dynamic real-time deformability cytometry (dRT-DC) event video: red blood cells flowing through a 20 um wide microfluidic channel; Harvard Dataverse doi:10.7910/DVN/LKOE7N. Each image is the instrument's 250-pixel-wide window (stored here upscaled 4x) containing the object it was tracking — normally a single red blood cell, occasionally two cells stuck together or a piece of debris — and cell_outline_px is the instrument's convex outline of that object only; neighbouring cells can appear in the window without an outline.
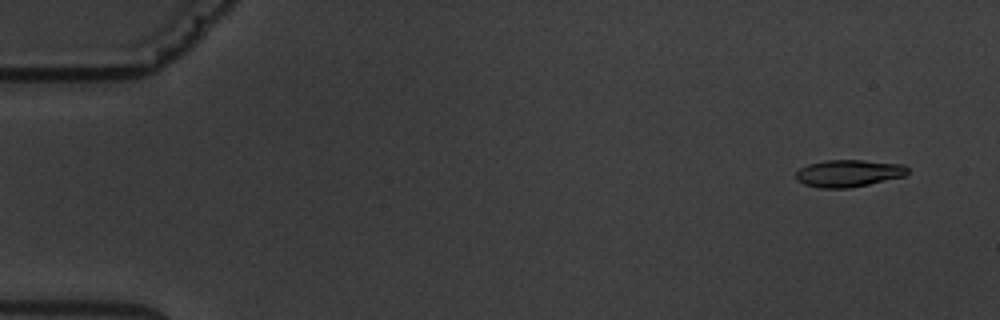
{"species": "common noctule bat (a hibernating species)", "species_latin": "Nyctalus noctula", "temperature_condition": "warm", "stored_images_in_passage": 5, "camera_frame_rate_fps": 3000, "um_per_image_px": 0.085, "animal": {"sex": "male", "body_mass_g": 19.5, "forearm_length_mm": 54.6}, "frame": {"image": 1, "passage_image": 2, "time_ms": 1.0, "image_size_px": [1000, 320], "cell_outline_px": [[908, 172], [904, 176], [868, 184], [848, 188], [820, 188], [804, 184], [796, 180], [796, 172], [800, 168], [808, 164], [824, 160], [864, 160], [904, 164], [908, 168]], "centroid_in_image_um": [72.11, 14.72], "position_along_channel_um": 12.9, "area_um2": 17.69}}
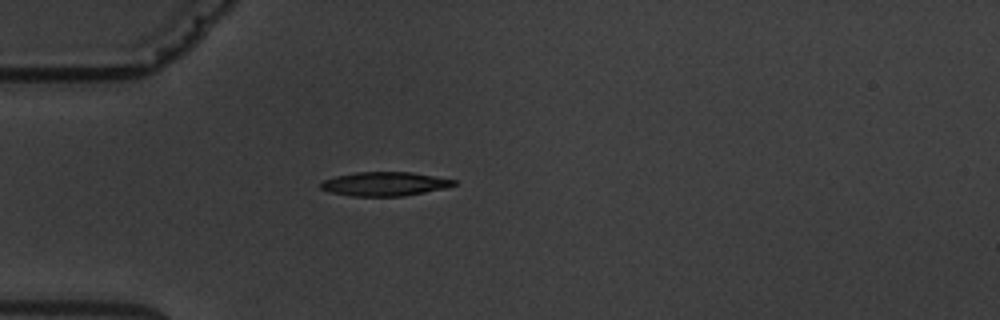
{"frame": {"image": 2, "passage_image": 5, "time_ms": 5.333, "image_size_px": [1000, 320], "cell_outline_px": [[456, 184], [444, 188], [404, 196], [352, 196], [332, 192], [320, 188], [320, 184], [324, 180], [336, 176], [356, 172], [412, 172], [456, 180]], "centroid_in_image_um": [32.69, 15.63], "position_along_channel_um": 52.3, "area_um2": 18.38}}